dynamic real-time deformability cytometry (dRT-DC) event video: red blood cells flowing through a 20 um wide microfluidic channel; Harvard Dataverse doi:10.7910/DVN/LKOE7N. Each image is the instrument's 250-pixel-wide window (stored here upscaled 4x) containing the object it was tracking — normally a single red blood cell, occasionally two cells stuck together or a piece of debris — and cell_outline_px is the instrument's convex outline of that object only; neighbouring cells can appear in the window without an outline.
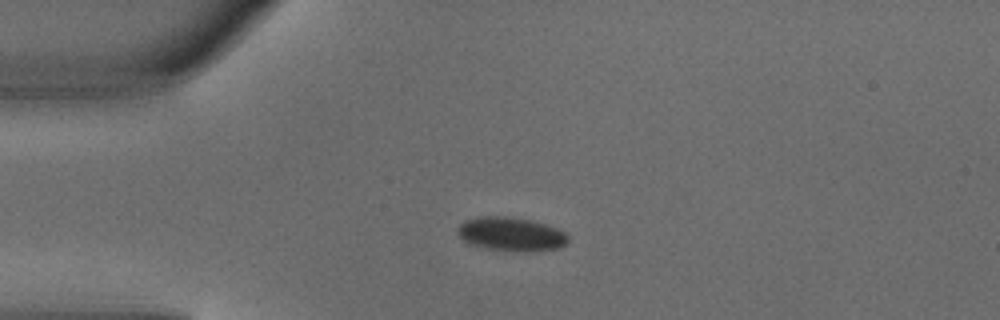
{"species": "common noctule bat (a hibernating species)", "species_latin": "Nyctalus noctula", "temperature_condition": "warm", "stored_images_in_passage": 3, "camera_frame_rate_fps": 3000, "um_per_image_px": 0.085, "animal": {"sex": "male", "body_mass_g": 18.8}, "frame": {"image": 1, "passage_image": 1, "time_ms": 0.0, "image_size_px": [1000, 320], "cell_outline_px": [[568, 244], [556, 248], [524, 252], [488, 248], [472, 244], [464, 240], [456, 232], [456, 228], [464, 220], [480, 216], [508, 216], [532, 220], [556, 228], [564, 232], [568, 236]], "centroid_in_image_um": [43.43, 19.88], "position_along_channel_um": 41.6, "area_um2": 21.68}}
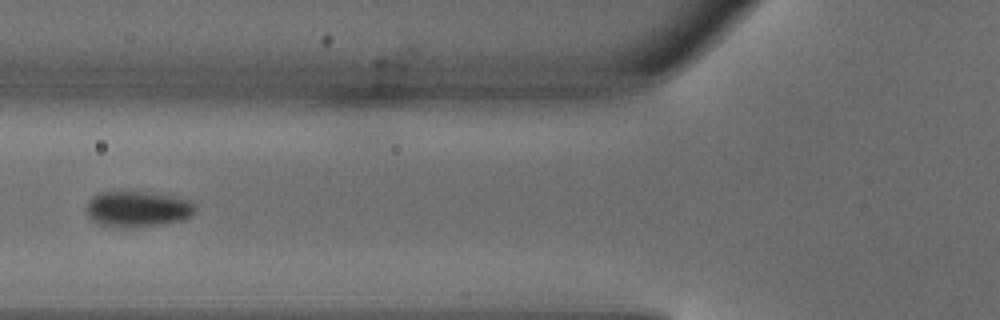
{"frame": {"image": 2, "passage_image": 3, "time_ms": 0.667, "image_size_px": [1000, 320], "cell_outline_px": [[196, 212], [192, 216], [184, 220], [160, 224], [128, 228], [112, 228], [96, 224], [88, 216], [88, 200], [100, 192], [152, 192], [192, 200], [196, 208]], "centroid_in_image_um": [11.72, 17.78], "position_along_channel_um": 114.1, "area_um2": 23.06}}